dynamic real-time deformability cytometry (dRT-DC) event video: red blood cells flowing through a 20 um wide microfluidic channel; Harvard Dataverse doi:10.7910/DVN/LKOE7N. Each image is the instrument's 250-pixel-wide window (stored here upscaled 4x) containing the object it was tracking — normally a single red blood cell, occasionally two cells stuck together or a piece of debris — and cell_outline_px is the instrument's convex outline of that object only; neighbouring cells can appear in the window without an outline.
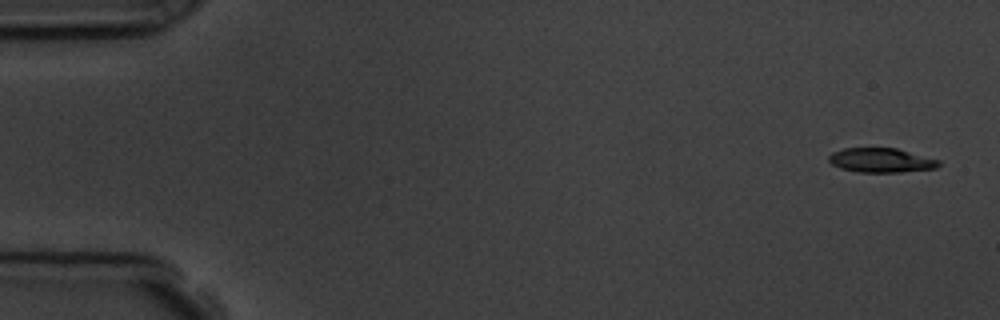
{"species": "common noctule bat (a hibernating species)", "species_latin": "Nyctalus noctula", "temperature_condition": "room temperature", "stored_images_in_passage": 5, "camera_frame_rate_fps": 3000, "um_per_image_px": 0.085, "animal": {"sex": "male", "body_mass_g": 19.5, "forearm_length_mm": 54.6}, "frame": {"image": 1, "passage_image": 1, "time_ms": 0.0, "image_size_px": [1000, 320], "cell_outline_px": [[940, 164], [936, 168], [900, 172], [860, 172], [840, 168], [832, 164], [828, 160], [828, 156], [832, 152], [844, 148], [896, 148], [940, 160]], "centroid_in_image_um": [74.88, 13.62], "position_along_channel_um": 10.1, "area_um2": 15.55}}
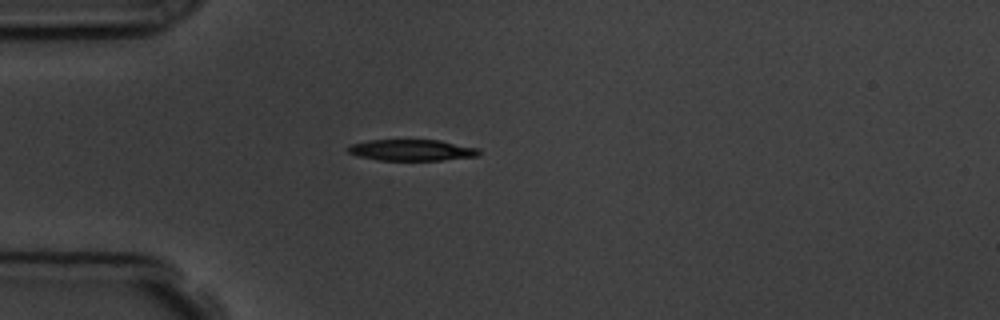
{"frame": {"image": 2, "passage_image": 5, "time_ms": 4.333, "image_size_px": [1000, 320], "cell_outline_px": [[480, 152], [476, 156], [440, 160], [380, 160], [356, 156], [348, 152], [348, 144], [368, 140], [440, 140], [480, 148]], "centroid_in_image_um": [34.97, 12.75], "position_along_channel_um": 50.0, "area_um2": 16.24}}